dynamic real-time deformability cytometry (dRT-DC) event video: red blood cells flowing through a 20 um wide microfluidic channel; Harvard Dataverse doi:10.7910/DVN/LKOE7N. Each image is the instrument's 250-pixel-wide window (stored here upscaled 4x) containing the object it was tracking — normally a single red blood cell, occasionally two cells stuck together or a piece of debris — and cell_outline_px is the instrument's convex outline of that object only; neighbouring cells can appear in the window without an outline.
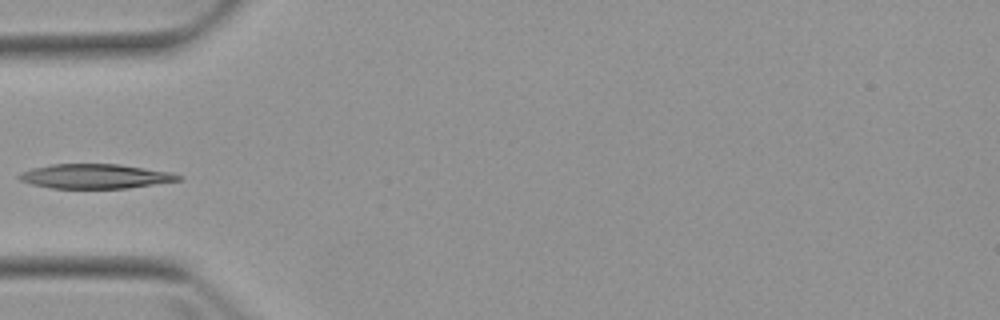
{"species": "Egyptian fruit bat (a non-hibernating species)", "species_latin": "Rousettus aegyptiacus", "temperature_condition": "warm", "stored_images_in_passage": 4, "camera_frame_rate_fps": 3000, "um_per_image_px": 0.085, "animal": {"sex": "female"}, "frame": {"image": 1, "passage_image": 4, "time_ms": 3.667, "image_size_px": [1000, 320], "cell_outline_px": [[184, 176], [180, 180], [128, 188], [52, 188], [32, 184], [20, 180], [16, 176], [20, 172], [32, 168], [52, 164], [120, 164], [172, 172]], "centroid_in_image_um": [8.1, 14.97], "position_along_channel_um": 76.9, "area_um2": 22.77}}